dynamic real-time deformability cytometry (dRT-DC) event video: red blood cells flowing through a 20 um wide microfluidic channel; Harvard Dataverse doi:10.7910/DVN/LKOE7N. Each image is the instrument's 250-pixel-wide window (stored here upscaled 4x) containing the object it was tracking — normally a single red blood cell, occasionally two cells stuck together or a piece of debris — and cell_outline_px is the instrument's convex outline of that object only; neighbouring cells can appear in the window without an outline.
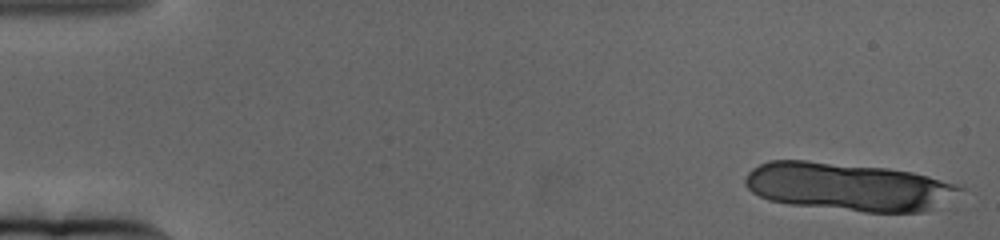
{"species": "human", "species_latin": "Homo sapiens", "temperature_condition": "cold", "stored_images_in_passage": 17, "camera_frame_rate_fps": 3000, "um_per_image_px": 0.085, "donor": {"sex": "female"}, "frame": {"image": 1, "passage_image": 1, "time_ms": 0.0, "image_size_px": [1000, 240], "cell_outline_px": [[964, 188], [932, 208], [924, 212], [864, 212], [788, 204], [768, 200], [752, 192], [744, 184], [744, 176], [752, 168], [768, 160], [804, 160], [888, 168], [912, 172], [928, 176], [956, 184]], "centroid_in_image_um": [72.01, 15.86], "position_along_channel_um": 13.0, "area_um2": 59.94}}